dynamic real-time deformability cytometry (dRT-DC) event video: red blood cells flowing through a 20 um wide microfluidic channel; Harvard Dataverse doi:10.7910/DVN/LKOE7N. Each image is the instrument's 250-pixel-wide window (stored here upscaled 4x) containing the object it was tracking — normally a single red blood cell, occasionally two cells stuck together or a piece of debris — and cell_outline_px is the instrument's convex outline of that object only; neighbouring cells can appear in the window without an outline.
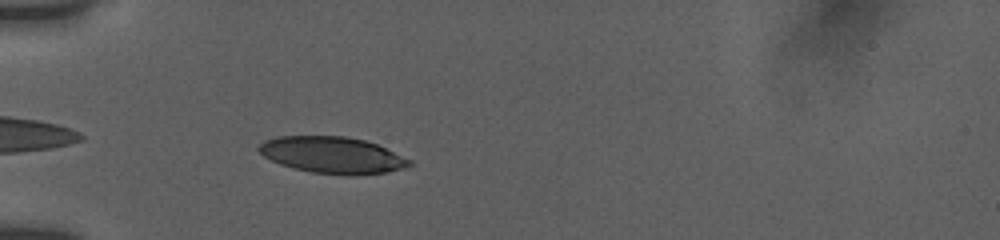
{"species": "human", "species_latin": "Homo sapiens", "temperature_condition": "room temperature", "stored_images_in_passage": 40, "camera_frame_rate_fps": 3000, "um_per_image_px": 0.085, "donor": {"sex": "female"}, "frame": {"image": 1, "passage_image": 3, "time_ms": 0.667, "image_size_px": [1000, 240], "cell_outline_px": [[412, 164], [408, 168], [388, 172], [356, 176], [352, 176], [312, 172], [292, 168], [280, 164], [264, 156], [256, 148], [264, 140], [276, 136], [344, 136], [364, 140], [376, 144], [412, 160]], "centroid_in_image_um": [28.27, 13.19], "position_along_channel_um": 56.7, "area_um2": 32.31}}
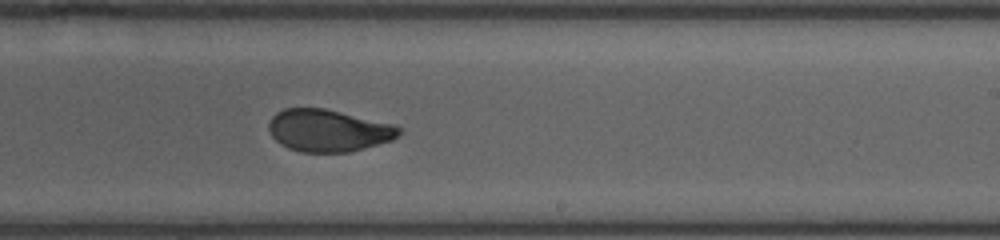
{"frame": {"image": 2, "passage_image": 20, "time_ms": 6.333, "image_size_px": [1000, 240], "cell_outline_px": [[404, 132], [400, 136], [392, 140], [348, 152], [300, 152], [288, 148], [280, 144], [272, 136], [268, 128], [268, 124], [272, 116], [276, 112], [284, 108], [324, 108], [392, 124], [404, 128]], "centroid_in_image_um": [27.91, 11.09], "position_along_channel_um": 261.1, "area_um2": 32.08}}
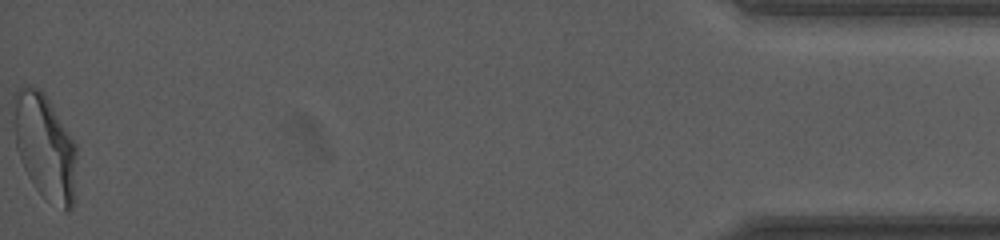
{"frame": {"image": 3, "passage_image": 40, "time_ms": 13.0, "image_size_px": [1000, 240], "cell_outline_px": [[76, 156], [72, 208], [68, 212], [64, 212], [44, 196], [36, 188], [28, 176], [20, 160], [16, 148], [12, 120], [12, 96], [24, 84], [28, 84], [40, 88], [44, 92], [76, 144]], "centroid_in_image_um": [3.77, 12.4], "position_along_channel_um": 431.4, "area_um2": 39.02}, "authors_computed_cell_mechanics": {"area_um2": 33.2639, "velocity_mm_per_s": 3.8453, "shape_relaxation_time_tau1_ms": 5.0365, "shape_relaxation_time_tau2_ms": 1.1589, "deformation_change_tau1": 0.1625, "deformation_change_tau2": 0.0554}}